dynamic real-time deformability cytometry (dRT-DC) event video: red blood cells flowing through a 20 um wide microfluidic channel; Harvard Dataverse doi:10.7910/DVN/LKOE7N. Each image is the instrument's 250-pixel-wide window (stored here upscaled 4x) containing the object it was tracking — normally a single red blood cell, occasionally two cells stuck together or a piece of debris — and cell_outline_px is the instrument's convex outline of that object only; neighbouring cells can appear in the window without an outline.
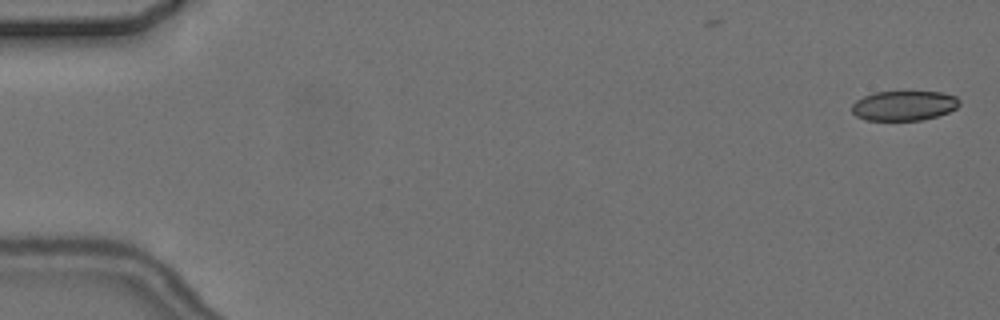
{"species": "common noctule bat (a hibernating species)", "species_latin": "Nyctalus noctula", "temperature_condition": "cold", "stored_images_in_passage": 7, "camera_frame_rate_fps": 3000, "um_per_image_px": 0.085, "animal": {"sex": "female", "body_mass_g": 24.6, "forearm_length_mm": 56.2}, "frame": {"image": 1, "passage_image": 1, "time_ms": 0.0, "image_size_px": [1000, 320], "cell_outline_px": [[960, 104], [956, 108], [948, 112], [936, 116], [920, 120], [864, 120], [856, 116], [852, 112], [852, 104], [856, 100], [864, 96], [876, 92], [944, 92], [956, 96], [960, 100]], "centroid_in_image_um": [76.84, 8.98], "position_along_channel_um": 8.2, "area_um2": 18.67}}
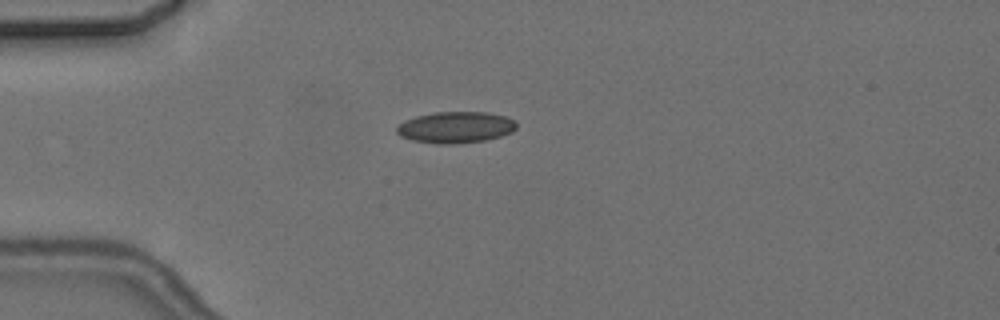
{"frame": {"image": 2, "passage_image": 5, "time_ms": 4.667, "image_size_px": [1000, 320], "cell_outline_px": [[516, 128], [512, 132], [500, 136], [484, 140], [456, 144], [436, 144], [412, 140], [400, 136], [396, 132], [396, 128], [404, 120], [416, 116], [436, 112], [484, 112], [504, 116], [516, 120]], "centroid_in_image_um": [38.71, 10.82], "position_along_channel_um": 46.3, "area_um2": 21.91}}
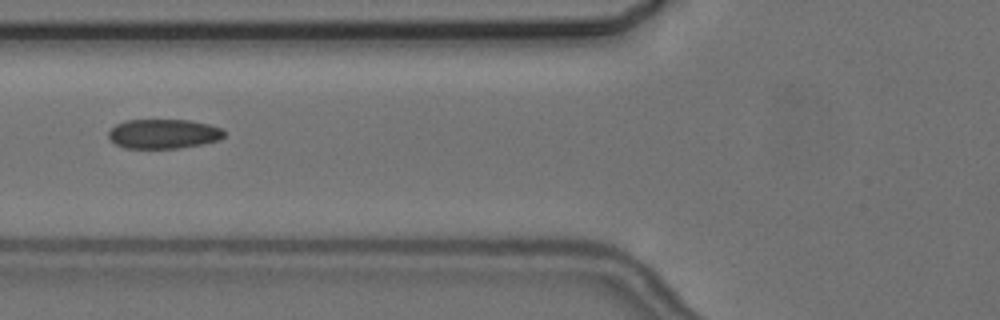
{"frame": {"image": 3, "passage_image": 7, "time_ms": 7.0, "image_size_px": [1000, 320], "cell_outline_px": [[224, 136], [220, 140], [204, 144], [180, 148], [124, 148], [116, 144], [108, 136], [108, 132], [116, 124], [128, 120], [188, 120], [208, 124], [220, 128], [224, 132]], "centroid_in_image_um": [13.91, 11.38], "position_along_channel_um": 111.9, "area_um2": 19.83}}